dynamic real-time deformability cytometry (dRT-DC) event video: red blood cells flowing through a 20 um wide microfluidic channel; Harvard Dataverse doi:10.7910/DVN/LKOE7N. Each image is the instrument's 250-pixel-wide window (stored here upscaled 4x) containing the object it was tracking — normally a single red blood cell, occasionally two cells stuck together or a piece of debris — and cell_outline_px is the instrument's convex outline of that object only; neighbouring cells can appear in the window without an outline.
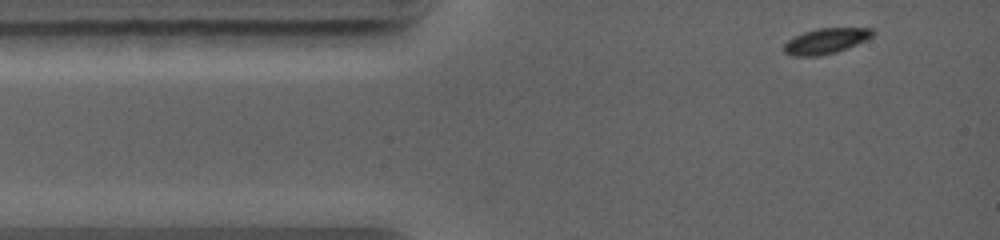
{"species": "common noctule bat (a hibernating species)", "species_latin": "Nyctalus noctula", "temperature_condition": "warm", "stored_images_in_passage": 3, "camera_frame_rate_fps": 5000, "um_per_image_px": 0.085, "animal": {"sex": "female", "body_mass_g": 19.0, "forearm_length_mm": 56.7}, "frame": {"image": 1, "passage_image": 1, "time_ms": 0.0, "image_size_px": [1000, 240], "cell_outline_px": [[876, 32], [872, 36], [856, 44], [836, 52], [816, 56], [792, 56], [784, 52], [784, 44], [788, 40], [804, 32], [816, 28], [872, 28]], "centroid_in_image_um": [70.19, 3.48], "position_along_channel_um": 14.8, "area_um2": 13.01}}
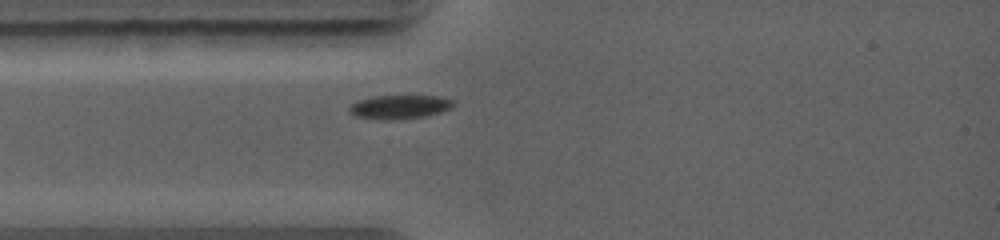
{"frame": {"image": 2, "passage_image": 3, "time_ms": 1.8, "image_size_px": [1000, 240], "cell_outline_px": [[452, 108], [440, 112], [424, 116], [392, 120], [380, 120], [356, 116], [348, 112], [348, 108], [356, 100], [372, 96], [436, 96], [452, 100]], "centroid_in_image_um": [33.89, 9.09], "position_along_channel_um": 51.1, "area_um2": 14.39}}